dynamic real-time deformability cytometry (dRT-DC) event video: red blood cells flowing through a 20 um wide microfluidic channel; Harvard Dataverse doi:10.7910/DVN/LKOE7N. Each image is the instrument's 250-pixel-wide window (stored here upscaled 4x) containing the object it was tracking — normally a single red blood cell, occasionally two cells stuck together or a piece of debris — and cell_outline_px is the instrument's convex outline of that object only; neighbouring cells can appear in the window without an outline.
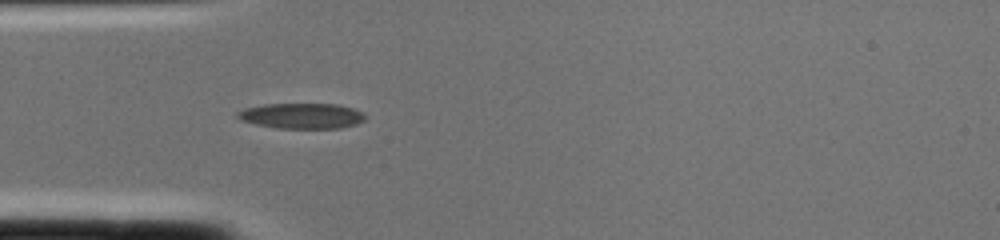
{"species": "common noctule bat (a hibernating species)", "species_latin": "Nyctalus noctula", "temperature_condition": "cold", "stored_images_in_passage": 2, "camera_frame_rate_fps": 3000, "um_per_image_px": 0.085, "animal": {"sex": "female", "body_mass_g": 22.0, "forearm_length_mm": 56.7}, "frame": {"image": 1, "passage_image": 2, "time_ms": 0.333, "image_size_px": [1000, 240], "cell_outline_px": [[364, 120], [356, 124], [340, 128], [276, 128], [256, 124], [240, 120], [236, 116], [236, 112], [244, 108], [264, 104], [336, 104], [352, 108], [364, 112]], "centroid_in_image_um": [25.62, 9.84], "position_along_channel_um": 59.4, "area_um2": 18.96}}